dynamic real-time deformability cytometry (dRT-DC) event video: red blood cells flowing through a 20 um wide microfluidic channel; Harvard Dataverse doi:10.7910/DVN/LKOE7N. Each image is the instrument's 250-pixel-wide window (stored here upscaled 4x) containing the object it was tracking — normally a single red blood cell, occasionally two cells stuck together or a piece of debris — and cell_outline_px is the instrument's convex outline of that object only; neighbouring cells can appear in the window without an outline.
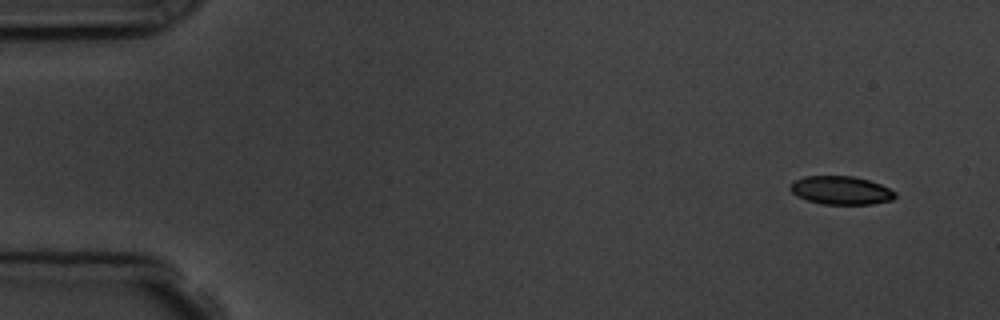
{"species": "common noctule bat (a hibernating species)", "species_latin": "Nyctalus noctula", "temperature_condition": "room temperature", "stored_images_in_passage": 9, "camera_frame_rate_fps": 3000, "um_per_image_px": 0.085, "animal": {"sex": "male", "body_mass_g": 19.5, "forearm_length_mm": 54.6}, "frame": {"image": 1, "passage_image": 1, "time_ms": 0.0, "image_size_px": [1000, 320], "cell_outline_px": [[896, 196], [892, 200], [872, 204], [824, 204], [808, 200], [796, 196], [788, 188], [792, 180], [804, 176], [852, 176], [868, 180], [880, 184], [896, 192]], "centroid_in_image_um": [71.45, 16.17], "position_along_channel_um": 13.6, "area_um2": 17.4}}